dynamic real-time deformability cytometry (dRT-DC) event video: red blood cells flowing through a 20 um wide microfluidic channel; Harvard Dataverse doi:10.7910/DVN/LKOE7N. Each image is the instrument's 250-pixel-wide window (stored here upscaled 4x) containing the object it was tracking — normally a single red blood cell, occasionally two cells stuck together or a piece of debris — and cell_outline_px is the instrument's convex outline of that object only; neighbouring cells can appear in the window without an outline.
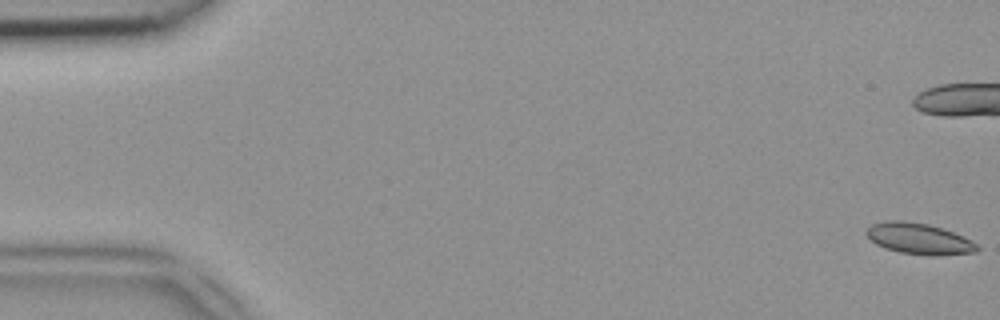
{"species": "common noctule bat (a hibernating species)", "species_latin": "Nyctalus noctula", "temperature_condition": "room temperature", "stored_images_in_passage": 51, "camera_frame_rate_fps": 3000, "um_per_image_px": 0.085, "animal": {"sex": "female", "body_mass_g": 18.4}, "frame": {"image": 1, "passage_image": 1, "time_ms": 0.0, "image_size_px": [1000, 320], "cell_outline_px": [[980, 248], [976, 252], [936, 256], [932, 256], [900, 252], [884, 248], [876, 244], [864, 232], [872, 224], [888, 220], [904, 220], [928, 224], [964, 236], [972, 240]], "centroid_in_image_um": [78.12, 20.29], "position_along_channel_um": 6.9, "area_um2": 20.06}}